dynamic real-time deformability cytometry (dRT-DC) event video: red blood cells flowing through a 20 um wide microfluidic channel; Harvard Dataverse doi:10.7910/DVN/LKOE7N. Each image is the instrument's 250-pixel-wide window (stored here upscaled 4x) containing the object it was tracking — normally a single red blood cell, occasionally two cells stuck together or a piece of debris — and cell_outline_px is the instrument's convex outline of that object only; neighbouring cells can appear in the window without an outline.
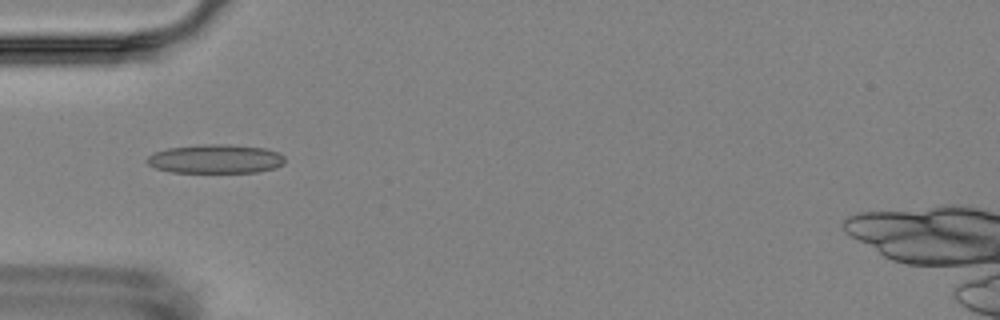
{"species": "Egyptian fruit bat (a non-hibernating species)", "species_latin": "Rousettus aegyptiacus", "temperature_condition": "room temperature", "stored_images_in_passage": 14, "segment_of_instrument_passage": [1, 2], "camera_frame_rate_fps": 3000, "um_per_image_px": 0.085, "animal": {"sex": "female"}, "frame": {"image": 1, "passage_image": 3, "time_ms": 3.667, "image_size_px": [1000, 320], "cell_outline_px": [[284, 164], [276, 168], [260, 172], [172, 172], [156, 168], [148, 164], [144, 160], [148, 156], [156, 152], [168, 148], [196, 144], [228, 144], [264, 148], [280, 152], [284, 156]], "centroid_in_image_um": [18.35, 13.5], "position_along_channel_um": 66.7, "area_um2": 23.47}}
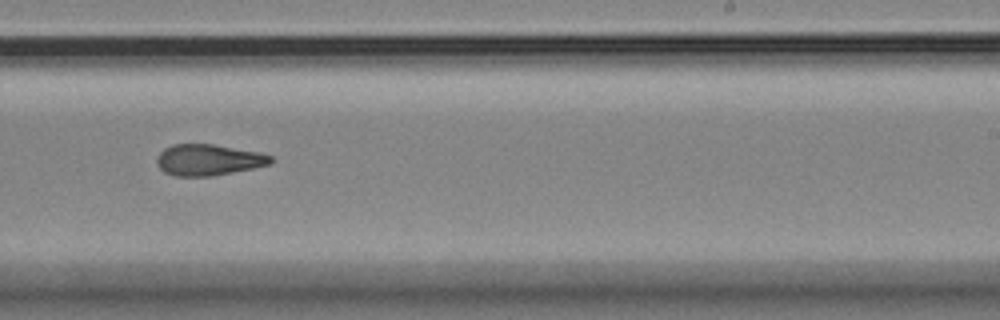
{"frame": {"image": 2, "passage_image": 8, "time_ms": 9.333, "image_size_px": [1000, 320], "cell_outline_px": [[272, 164], [212, 176], [172, 176], [164, 172], [156, 164], [156, 156], [164, 148], [172, 144], [212, 144], [260, 152], [272, 156]], "centroid_in_image_um": [17.68, 13.59], "position_along_channel_um": 271.3, "area_um2": 20.81}}
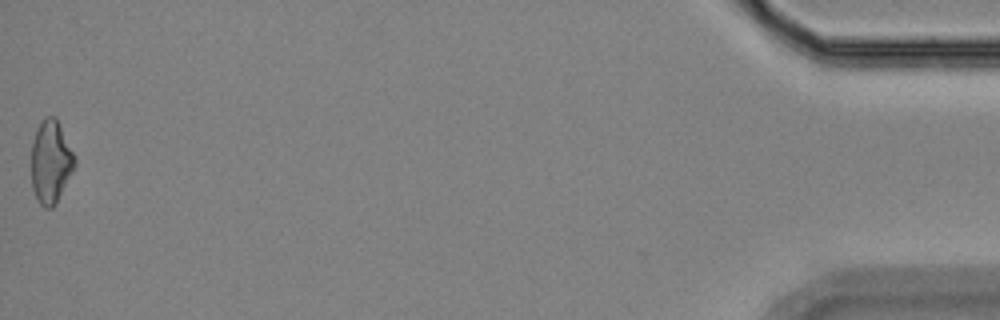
{"frame": {"image": 3, "passage_image": 13, "time_ms": 16.333, "image_size_px": [1000, 320], "cell_outline_px": [[76, 164], [56, 204], [52, 208], [44, 208], [40, 204], [32, 188], [32, 144], [36, 128], [44, 116], [56, 116], [76, 160]], "centroid_in_image_um": [4.31, 13.75], "position_along_channel_um": 430.9, "area_um2": 20.87}}